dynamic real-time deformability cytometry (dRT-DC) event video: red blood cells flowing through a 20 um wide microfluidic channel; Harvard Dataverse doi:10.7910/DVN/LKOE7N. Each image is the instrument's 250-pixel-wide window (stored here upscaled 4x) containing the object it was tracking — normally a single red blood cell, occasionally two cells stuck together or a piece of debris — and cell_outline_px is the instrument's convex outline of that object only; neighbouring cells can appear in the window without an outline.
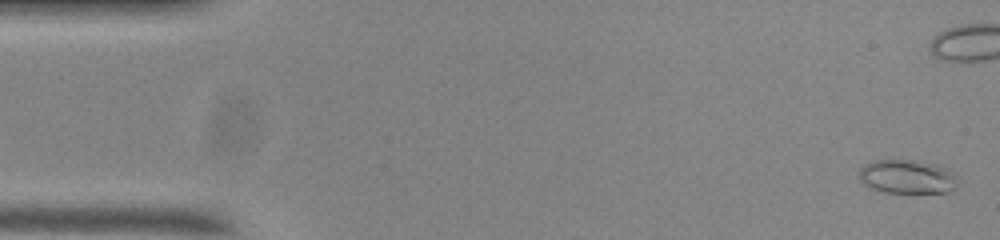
{"species": "common noctule bat (a hibernating species)", "species_latin": "Nyctalus noctula", "temperature_condition": "room temperature", "stored_images_in_passage": 56, "camera_frame_rate_fps": 3000, "um_per_image_px": 0.085, "animal": {"sex": "male", "body_mass_g": 20.0, "forearm_length_mm": 53.3}, "frame": {"image": 1, "passage_image": 2, "time_ms": 0.333, "image_size_px": [1000, 240], "cell_outline_px": [[956, 188], [948, 192], [884, 192], [872, 188], [860, 180], [860, 168], [864, 164], [872, 160], [912, 160], [932, 164], [944, 168], [952, 172]], "centroid_in_image_um": [77.05, 15.01], "position_along_channel_um": 7.9, "area_um2": 18.96}}
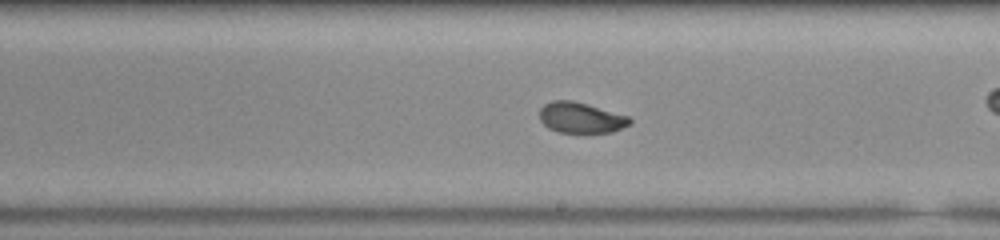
{"frame": {"image": 2, "passage_image": 31, "time_ms": 10.0, "image_size_px": [1000, 240], "cell_outline_px": [[632, 124], [612, 132], [588, 136], [584, 136], [560, 132], [548, 128], [540, 120], [540, 108], [544, 104], [552, 100], [568, 100], [584, 104], [628, 116], [632, 120]], "centroid_in_image_um": [49.38, 10.08], "position_along_channel_um": 239.6, "area_um2": 16.65}}
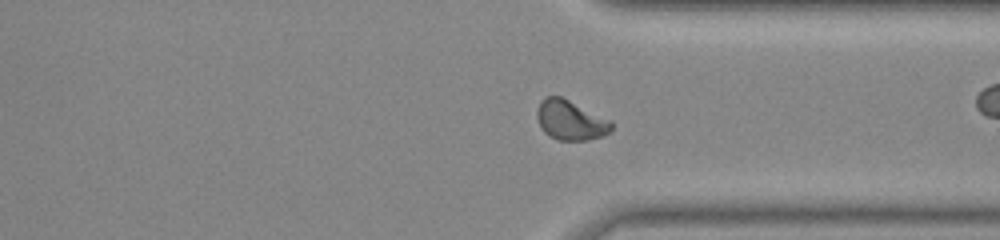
{"frame": {"image": 3, "passage_image": 41, "time_ms": 13.333, "image_size_px": [1000, 240], "cell_outline_px": [[612, 132], [604, 136], [588, 140], [556, 140], [548, 136], [540, 128], [536, 116], [536, 112], [540, 104], [548, 96], [560, 96], [612, 120]], "centroid_in_image_um": [48.52, 10.25], "position_along_channel_um": 362.9, "area_um2": 17.4}, "authors_computed_cell_mechanics": {"area_um2": 17.2244, "velocity_mm_per_s": 3.7072, "shape_relaxation_time_tau1_ms": 2.6914, "shape_relaxation_time_tau2_ms": 1.6177, "deformation_change_tau1": 0.1006, "deformation_change_tau2": 0.0531}}